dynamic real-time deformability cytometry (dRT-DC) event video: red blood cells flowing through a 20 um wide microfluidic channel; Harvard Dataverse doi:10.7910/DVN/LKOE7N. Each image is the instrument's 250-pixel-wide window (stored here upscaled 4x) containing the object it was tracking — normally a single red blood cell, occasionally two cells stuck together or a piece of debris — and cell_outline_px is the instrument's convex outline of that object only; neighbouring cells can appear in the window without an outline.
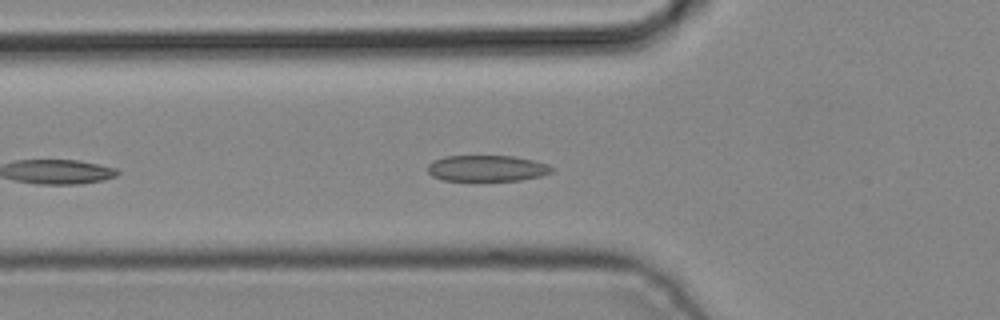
{"species": "common noctule bat (a hibernating species)", "species_latin": "Nyctalus noctula", "temperature_condition": "cold", "stored_images_in_passage": 5, "camera_frame_rate_fps": 3000, "um_per_image_px": 0.085, "animal": {"sex": "male", "body_mass_g": 19.2, "forearm_length_mm": 51.8}, "frame": {"image": 1, "passage_image": 4, "time_ms": 1.0, "image_size_px": [1000, 320], "cell_outline_px": [[552, 172], [540, 176], [520, 180], [444, 180], [432, 176], [428, 172], [428, 164], [432, 160], [444, 156], [512, 156], [532, 160], [548, 164], [552, 168]], "centroid_in_image_um": [41.35, 14.3], "position_along_channel_um": 84.4, "area_um2": 18.73}}